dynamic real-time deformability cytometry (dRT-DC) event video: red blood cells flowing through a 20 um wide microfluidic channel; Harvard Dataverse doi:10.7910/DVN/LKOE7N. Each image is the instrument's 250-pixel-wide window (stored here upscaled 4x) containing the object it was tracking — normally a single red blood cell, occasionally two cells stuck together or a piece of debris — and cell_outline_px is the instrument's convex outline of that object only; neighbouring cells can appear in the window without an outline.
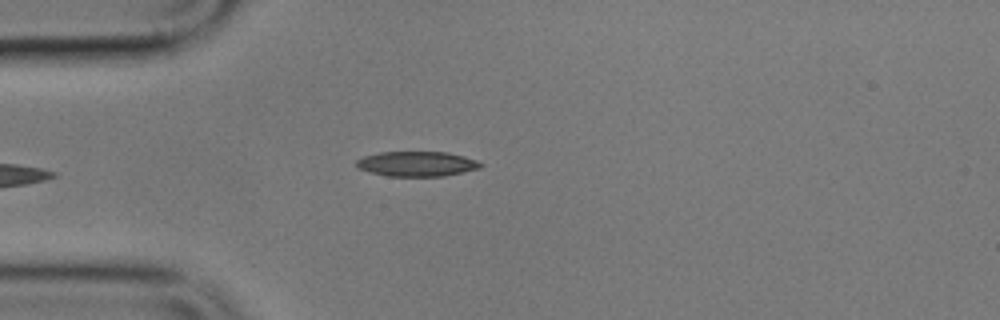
{"species": "common noctule bat (a hibernating species)", "species_latin": "Nyctalus noctula", "temperature_condition": "cold", "stored_images_in_passage": 5, "camera_frame_rate_fps": 3000, "um_per_image_px": 0.085, "animal": {"sex": "male", "body_mass_g": 17.9}, "frame": {"image": 1, "passage_image": 5, "time_ms": 4.667, "image_size_px": [1000, 320], "cell_outline_px": [[484, 164], [480, 168], [444, 176], [388, 176], [368, 172], [356, 168], [356, 160], [364, 156], [380, 152], [448, 152], [464, 156], [476, 160]], "centroid_in_image_um": [35.41, 13.93], "position_along_channel_um": 49.6, "area_um2": 18.15}}